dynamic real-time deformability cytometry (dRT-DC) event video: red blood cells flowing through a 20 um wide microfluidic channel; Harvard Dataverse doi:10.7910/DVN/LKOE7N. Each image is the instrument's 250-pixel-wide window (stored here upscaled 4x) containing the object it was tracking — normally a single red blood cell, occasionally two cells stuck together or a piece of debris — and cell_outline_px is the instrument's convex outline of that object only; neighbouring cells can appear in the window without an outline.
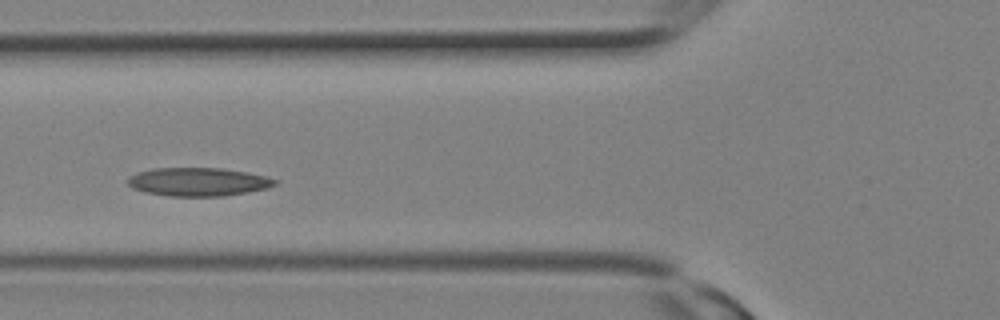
{"species": "Egyptian fruit bat (a non-hibernating species)", "species_latin": "Rousettus aegyptiacus", "temperature_condition": "room temperature", "stored_images_in_passage": 9, "camera_frame_rate_fps": 3000, "um_per_image_px": 0.085, "animal": {"sex": "female"}, "frame": {"image": 1, "passage_image": 6, "time_ms": 1.667, "image_size_px": [1000, 320], "cell_outline_px": [[280, 180], [276, 184], [268, 188], [248, 192], [224, 196], [168, 196], [144, 192], [132, 188], [128, 184], [128, 176], [136, 172], [152, 168], [220, 168], [244, 172], [264, 176]], "centroid_in_image_um": [16.82, 15.46], "position_along_channel_um": 109.0, "area_um2": 24.45}}
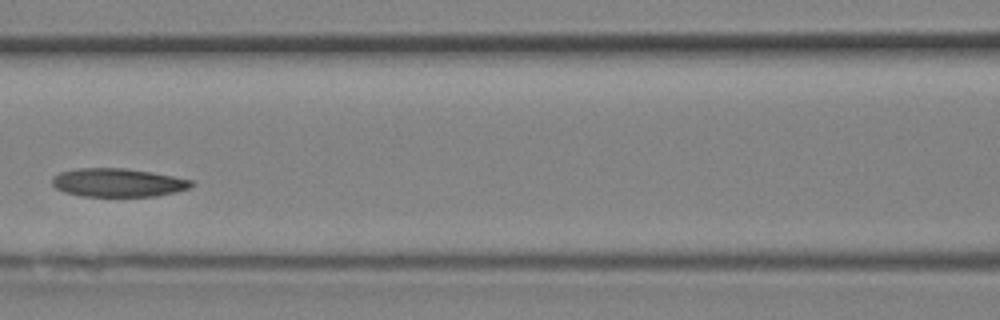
{"frame": {"image": 2, "passage_image": 8, "time_ms": 2.333, "image_size_px": [1000, 320], "cell_outline_px": [[192, 184], [188, 188], [176, 192], [156, 196], [80, 196], [64, 192], [56, 188], [52, 184], [52, 176], [60, 172], [76, 168], [124, 168], [152, 172], [192, 180]], "centroid_in_image_um": [9.98, 15.52], "position_along_channel_um": 156.6, "area_um2": 23.06}}